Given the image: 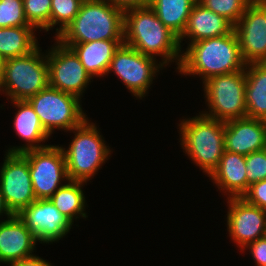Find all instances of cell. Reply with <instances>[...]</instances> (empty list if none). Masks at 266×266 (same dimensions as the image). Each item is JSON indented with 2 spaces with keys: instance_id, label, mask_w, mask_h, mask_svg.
Masks as SVG:
<instances>
[{
  "instance_id": "obj_1",
  "label": "cell",
  "mask_w": 266,
  "mask_h": 266,
  "mask_svg": "<svg viewBox=\"0 0 266 266\" xmlns=\"http://www.w3.org/2000/svg\"><path fill=\"white\" fill-rule=\"evenodd\" d=\"M124 44L144 55L163 57L162 64L181 62L179 37L167 28L148 5L124 11Z\"/></svg>"
},
{
  "instance_id": "obj_2",
  "label": "cell",
  "mask_w": 266,
  "mask_h": 266,
  "mask_svg": "<svg viewBox=\"0 0 266 266\" xmlns=\"http://www.w3.org/2000/svg\"><path fill=\"white\" fill-rule=\"evenodd\" d=\"M247 63L241 55L235 30L231 33L188 44L181 55L178 72L182 75H198L202 81L244 70Z\"/></svg>"
},
{
  "instance_id": "obj_3",
  "label": "cell",
  "mask_w": 266,
  "mask_h": 266,
  "mask_svg": "<svg viewBox=\"0 0 266 266\" xmlns=\"http://www.w3.org/2000/svg\"><path fill=\"white\" fill-rule=\"evenodd\" d=\"M124 11L107 0H84L78 14L55 40L67 47L98 40H124Z\"/></svg>"
},
{
  "instance_id": "obj_4",
  "label": "cell",
  "mask_w": 266,
  "mask_h": 266,
  "mask_svg": "<svg viewBox=\"0 0 266 266\" xmlns=\"http://www.w3.org/2000/svg\"><path fill=\"white\" fill-rule=\"evenodd\" d=\"M179 126L184 153L209 177L225 151L224 122L199 113V116L183 119Z\"/></svg>"
},
{
  "instance_id": "obj_5",
  "label": "cell",
  "mask_w": 266,
  "mask_h": 266,
  "mask_svg": "<svg viewBox=\"0 0 266 266\" xmlns=\"http://www.w3.org/2000/svg\"><path fill=\"white\" fill-rule=\"evenodd\" d=\"M39 46L27 55L2 61L0 92L11 101L27 100L49 85L48 61Z\"/></svg>"
},
{
  "instance_id": "obj_6",
  "label": "cell",
  "mask_w": 266,
  "mask_h": 266,
  "mask_svg": "<svg viewBox=\"0 0 266 266\" xmlns=\"http://www.w3.org/2000/svg\"><path fill=\"white\" fill-rule=\"evenodd\" d=\"M71 132L75 136L68 149L62 147L67 175L69 180L87 182L109 159L111 150L88 117Z\"/></svg>"
},
{
  "instance_id": "obj_7",
  "label": "cell",
  "mask_w": 266,
  "mask_h": 266,
  "mask_svg": "<svg viewBox=\"0 0 266 266\" xmlns=\"http://www.w3.org/2000/svg\"><path fill=\"white\" fill-rule=\"evenodd\" d=\"M202 83L210 109L202 113L204 116L222 122L247 117L245 69L213 76Z\"/></svg>"
},
{
  "instance_id": "obj_8",
  "label": "cell",
  "mask_w": 266,
  "mask_h": 266,
  "mask_svg": "<svg viewBox=\"0 0 266 266\" xmlns=\"http://www.w3.org/2000/svg\"><path fill=\"white\" fill-rule=\"evenodd\" d=\"M26 101L35 110L43 128L50 136L55 129L71 131L87 116L78 97L50 85Z\"/></svg>"
},
{
  "instance_id": "obj_9",
  "label": "cell",
  "mask_w": 266,
  "mask_h": 266,
  "mask_svg": "<svg viewBox=\"0 0 266 266\" xmlns=\"http://www.w3.org/2000/svg\"><path fill=\"white\" fill-rule=\"evenodd\" d=\"M155 59L122 44L115 51L107 74L114 72L135 97L142 99L146 96L156 73L164 66L161 62L158 64Z\"/></svg>"
},
{
  "instance_id": "obj_10",
  "label": "cell",
  "mask_w": 266,
  "mask_h": 266,
  "mask_svg": "<svg viewBox=\"0 0 266 266\" xmlns=\"http://www.w3.org/2000/svg\"><path fill=\"white\" fill-rule=\"evenodd\" d=\"M29 164V171L36 199H49L69 180L62 147L49 145L22 153Z\"/></svg>"
},
{
  "instance_id": "obj_11",
  "label": "cell",
  "mask_w": 266,
  "mask_h": 266,
  "mask_svg": "<svg viewBox=\"0 0 266 266\" xmlns=\"http://www.w3.org/2000/svg\"><path fill=\"white\" fill-rule=\"evenodd\" d=\"M55 43L48 52L46 51L49 85L81 99L93 78L71 48L58 40Z\"/></svg>"
},
{
  "instance_id": "obj_12",
  "label": "cell",
  "mask_w": 266,
  "mask_h": 266,
  "mask_svg": "<svg viewBox=\"0 0 266 266\" xmlns=\"http://www.w3.org/2000/svg\"><path fill=\"white\" fill-rule=\"evenodd\" d=\"M0 189L13 215L36 201L28 159L22 153H8L0 169Z\"/></svg>"
},
{
  "instance_id": "obj_13",
  "label": "cell",
  "mask_w": 266,
  "mask_h": 266,
  "mask_svg": "<svg viewBox=\"0 0 266 266\" xmlns=\"http://www.w3.org/2000/svg\"><path fill=\"white\" fill-rule=\"evenodd\" d=\"M234 30L244 61L266 62V0H252Z\"/></svg>"
},
{
  "instance_id": "obj_14",
  "label": "cell",
  "mask_w": 266,
  "mask_h": 266,
  "mask_svg": "<svg viewBox=\"0 0 266 266\" xmlns=\"http://www.w3.org/2000/svg\"><path fill=\"white\" fill-rule=\"evenodd\" d=\"M18 216L33 233L37 242L46 244L65 237L73 224L50 199H37L23 209Z\"/></svg>"
},
{
  "instance_id": "obj_15",
  "label": "cell",
  "mask_w": 266,
  "mask_h": 266,
  "mask_svg": "<svg viewBox=\"0 0 266 266\" xmlns=\"http://www.w3.org/2000/svg\"><path fill=\"white\" fill-rule=\"evenodd\" d=\"M227 231L241 248L266 236V211L241 198H228Z\"/></svg>"
},
{
  "instance_id": "obj_16",
  "label": "cell",
  "mask_w": 266,
  "mask_h": 266,
  "mask_svg": "<svg viewBox=\"0 0 266 266\" xmlns=\"http://www.w3.org/2000/svg\"><path fill=\"white\" fill-rule=\"evenodd\" d=\"M225 151L249 155L266 148V120L240 118L224 122Z\"/></svg>"
},
{
  "instance_id": "obj_17",
  "label": "cell",
  "mask_w": 266,
  "mask_h": 266,
  "mask_svg": "<svg viewBox=\"0 0 266 266\" xmlns=\"http://www.w3.org/2000/svg\"><path fill=\"white\" fill-rule=\"evenodd\" d=\"M37 239L18 215L0 221V263L10 265L34 255Z\"/></svg>"
},
{
  "instance_id": "obj_18",
  "label": "cell",
  "mask_w": 266,
  "mask_h": 266,
  "mask_svg": "<svg viewBox=\"0 0 266 266\" xmlns=\"http://www.w3.org/2000/svg\"><path fill=\"white\" fill-rule=\"evenodd\" d=\"M234 25L212 10L205 8L198 1L193 5L188 22L183 34L179 37V44L184 38H190V42L220 37L231 33Z\"/></svg>"
},
{
  "instance_id": "obj_19",
  "label": "cell",
  "mask_w": 266,
  "mask_h": 266,
  "mask_svg": "<svg viewBox=\"0 0 266 266\" xmlns=\"http://www.w3.org/2000/svg\"><path fill=\"white\" fill-rule=\"evenodd\" d=\"M209 177L220 191L227 192V198H241L247 192L246 156L224 151Z\"/></svg>"
},
{
  "instance_id": "obj_20",
  "label": "cell",
  "mask_w": 266,
  "mask_h": 266,
  "mask_svg": "<svg viewBox=\"0 0 266 266\" xmlns=\"http://www.w3.org/2000/svg\"><path fill=\"white\" fill-rule=\"evenodd\" d=\"M13 102V103H12ZM17 107L14 118V128L19 138L25 140V146L8 148V153H23L31 149H41L49 145L39 144L45 142L50 135L45 131L35 110L26 101H11ZM37 143V144H36Z\"/></svg>"
},
{
  "instance_id": "obj_21",
  "label": "cell",
  "mask_w": 266,
  "mask_h": 266,
  "mask_svg": "<svg viewBox=\"0 0 266 266\" xmlns=\"http://www.w3.org/2000/svg\"><path fill=\"white\" fill-rule=\"evenodd\" d=\"M122 44H124V40H98L73 44L70 48L92 77H104L108 72L115 51Z\"/></svg>"
},
{
  "instance_id": "obj_22",
  "label": "cell",
  "mask_w": 266,
  "mask_h": 266,
  "mask_svg": "<svg viewBox=\"0 0 266 266\" xmlns=\"http://www.w3.org/2000/svg\"><path fill=\"white\" fill-rule=\"evenodd\" d=\"M247 117L266 120V62L245 68Z\"/></svg>"
},
{
  "instance_id": "obj_23",
  "label": "cell",
  "mask_w": 266,
  "mask_h": 266,
  "mask_svg": "<svg viewBox=\"0 0 266 266\" xmlns=\"http://www.w3.org/2000/svg\"><path fill=\"white\" fill-rule=\"evenodd\" d=\"M33 26L0 28V59L24 56L38 46Z\"/></svg>"
},
{
  "instance_id": "obj_24",
  "label": "cell",
  "mask_w": 266,
  "mask_h": 266,
  "mask_svg": "<svg viewBox=\"0 0 266 266\" xmlns=\"http://www.w3.org/2000/svg\"><path fill=\"white\" fill-rule=\"evenodd\" d=\"M197 0H151L149 6L174 34L180 37Z\"/></svg>"
},
{
  "instance_id": "obj_25",
  "label": "cell",
  "mask_w": 266,
  "mask_h": 266,
  "mask_svg": "<svg viewBox=\"0 0 266 266\" xmlns=\"http://www.w3.org/2000/svg\"><path fill=\"white\" fill-rule=\"evenodd\" d=\"M86 182L68 180L49 199L54 206L65 215L72 223L80 216L88 217L85 210V196L82 186ZM79 216V217H78Z\"/></svg>"
},
{
  "instance_id": "obj_26",
  "label": "cell",
  "mask_w": 266,
  "mask_h": 266,
  "mask_svg": "<svg viewBox=\"0 0 266 266\" xmlns=\"http://www.w3.org/2000/svg\"><path fill=\"white\" fill-rule=\"evenodd\" d=\"M84 0H51L50 29L56 25V35L61 33L78 14Z\"/></svg>"
},
{
  "instance_id": "obj_27",
  "label": "cell",
  "mask_w": 266,
  "mask_h": 266,
  "mask_svg": "<svg viewBox=\"0 0 266 266\" xmlns=\"http://www.w3.org/2000/svg\"><path fill=\"white\" fill-rule=\"evenodd\" d=\"M205 8L223 16L235 25L252 0H197Z\"/></svg>"
},
{
  "instance_id": "obj_28",
  "label": "cell",
  "mask_w": 266,
  "mask_h": 266,
  "mask_svg": "<svg viewBox=\"0 0 266 266\" xmlns=\"http://www.w3.org/2000/svg\"><path fill=\"white\" fill-rule=\"evenodd\" d=\"M26 20L35 29L50 30L51 0H23Z\"/></svg>"
},
{
  "instance_id": "obj_29",
  "label": "cell",
  "mask_w": 266,
  "mask_h": 266,
  "mask_svg": "<svg viewBox=\"0 0 266 266\" xmlns=\"http://www.w3.org/2000/svg\"><path fill=\"white\" fill-rule=\"evenodd\" d=\"M32 26L26 20L23 0H0V28Z\"/></svg>"
},
{
  "instance_id": "obj_30",
  "label": "cell",
  "mask_w": 266,
  "mask_h": 266,
  "mask_svg": "<svg viewBox=\"0 0 266 266\" xmlns=\"http://www.w3.org/2000/svg\"><path fill=\"white\" fill-rule=\"evenodd\" d=\"M247 190L253 183L266 179V148L246 155Z\"/></svg>"
},
{
  "instance_id": "obj_31",
  "label": "cell",
  "mask_w": 266,
  "mask_h": 266,
  "mask_svg": "<svg viewBox=\"0 0 266 266\" xmlns=\"http://www.w3.org/2000/svg\"><path fill=\"white\" fill-rule=\"evenodd\" d=\"M242 198L247 203L266 211V179L251 184Z\"/></svg>"
},
{
  "instance_id": "obj_32",
  "label": "cell",
  "mask_w": 266,
  "mask_h": 266,
  "mask_svg": "<svg viewBox=\"0 0 266 266\" xmlns=\"http://www.w3.org/2000/svg\"><path fill=\"white\" fill-rule=\"evenodd\" d=\"M245 248L250 250L257 266H266V236L248 244Z\"/></svg>"
},
{
  "instance_id": "obj_33",
  "label": "cell",
  "mask_w": 266,
  "mask_h": 266,
  "mask_svg": "<svg viewBox=\"0 0 266 266\" xmlns=\"http://www.w3.org/2000/svg\"><path fill=\"white\" fill-rule=\"evenodd\" d=\"M113 6H116L123 11L136 8V7H144L150 4L151 0H107Z\"/></svg>"
},
{
  "instance_id": "obj_34",
  "label": "cell",
  "mask_w": 266,
  "mask_h": 266,
  "mask_svg": "<svg viewBox=\"0 0 266 266\" xmlns=\"http://www.w3.org/2000/svg\"><path fill=\"white\" fill-rule=\"evenodd\" d=\"M10 266H52V265L51 263L47 262L41 257L32 255L30 257L23 258L19 261H16L10 264Z\"/></svg>"
},
{
  "instance_id": "obj_35",
  "label": "cell",
  "mask_w": 266,
  "mask_h": 266,
  "mask_svg": "<svg viewBox=\"0 0 266 266\" xmlns=\"http://www.w3.org/2000/svg\"><path fill=\"white\" fill-rule=\"evenodd\" d=\"M3 214L7 216V219L13 216V214L10 212L9 208L7 207V204L5 203L4 197L0 189V216Z\"/></svg>"
},
{
  "instance_id": "obj_36",
  "label": "cell",
  "mask_w": 266,
  "mask_h": 266,
  "mask_svg": "<svg viewBox=\"0 0 266 266\" xmlns=\"http://www.w3.org/2000/svg\"><path fill=\"white\" fill-rule=\"evenodd\" d=\"M1 66H2V61H1V59H0V73H1Z\"/></svg>"
}]
</instances>
